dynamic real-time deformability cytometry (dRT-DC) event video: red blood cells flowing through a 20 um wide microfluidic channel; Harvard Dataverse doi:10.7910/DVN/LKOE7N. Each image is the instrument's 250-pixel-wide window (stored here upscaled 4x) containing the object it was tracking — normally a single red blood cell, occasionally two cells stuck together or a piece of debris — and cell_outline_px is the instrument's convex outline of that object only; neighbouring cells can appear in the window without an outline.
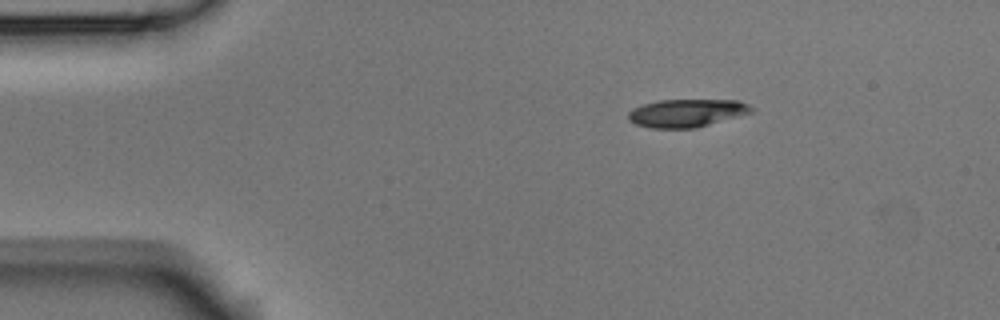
{"species": "Egyptian fruit bat (a non-hibernating species)", "species_latin": "Rousettus aegyptiacus", "temperature_condition": "room temperature", "stored_images_in_passage": 4, "camera_frame_rate_fps": 3000, "um_per_image_px": 0.085, "animal": {"sex": "male"}, "frame": {"image": 1, "passage_image": 1, "time_ms": 0.0, "image_size_px": [1000, 320], "cell_outline_px": [[756, 108], [752, 112], [696, 128], [652, 128], [636, 124], [628, 120], [628, 112], [632, 108], [644, 104], [660, 100], [740, 100]], "centroid_in_image_um": [58.38, 9.6], "position_along_channel_um": 26.6, "area_um2": 20.06}}
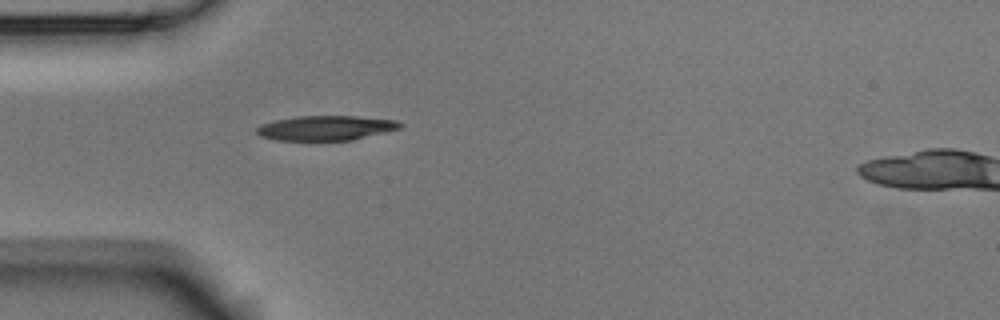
{"frame": {"image": 2, "passage_image": 3, "time_ms": 0.667, "image_size_px": [1000, 320], "cell_outline_px": [[404, 128], [388, 132], [352, 140], [276, 140], [260, 136], [256, 132], [256, 128], [260, 124], [276, 120], [296, 116], [356, 116], [396, 120], [404, 124]], "centroid_in_image_um": [27.75, 10.87], "position_along_channel_um": 57.3, "area_um2": 20.87}}